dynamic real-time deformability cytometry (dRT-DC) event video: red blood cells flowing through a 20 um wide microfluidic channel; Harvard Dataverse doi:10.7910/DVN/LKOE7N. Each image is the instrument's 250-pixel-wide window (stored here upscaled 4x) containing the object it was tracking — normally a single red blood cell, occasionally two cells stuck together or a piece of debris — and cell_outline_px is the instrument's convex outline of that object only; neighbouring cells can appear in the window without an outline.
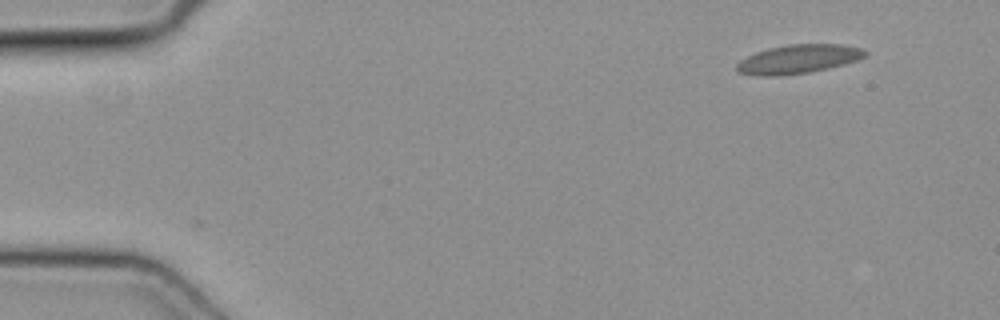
{"species": "common noctule bat (a hibernating species)", "species_latin": "Nyctalus noctula", "temperature_condition": "cold", "stored_images_in_passage": 46, "camera_frame_rate_fps": 3000, "um_per_image_px": 0.085, "animal": {"sex": "female", "body_mass_g": 19.3, "forearm_length_mm": 54.1}, "frame": {"image": 1, "passage_image": 1, "time_ms": 0.0, "image_size_px": [1000, 320], "cell_outline_px": [[868, 56], [844, 64], [828, 68], [808, 72], [780, 76], [756, 76], [736, 72], [736, 64], [740, 60], [756, 52], [768, 48], [788, 44], [840, 44], [860, 48], [868, 52]], "centroid_in_image_um": [67.83, 5.03], "position_along_channel_um": 17.2, "area_um2": 21.68}}
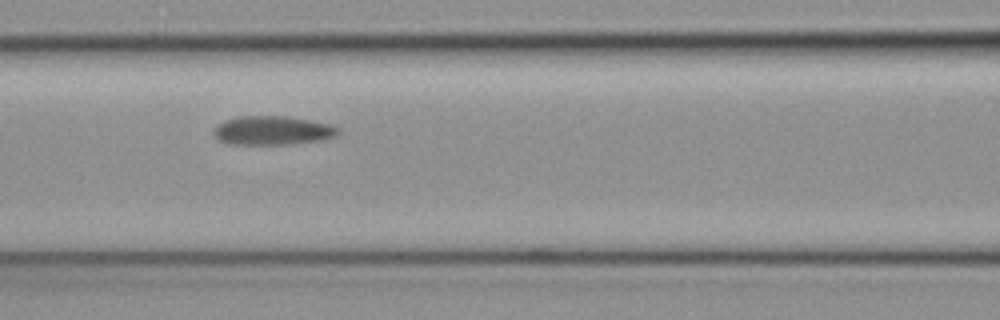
{"frame": {"image": 2, "passage_image": 18, "time_ms": 5.667, "image_size_px": [1000, 320], "cell_outline_px": [[340, 132], [336, 136], [320, 140], [288, 144], [228, 144], [216, 140], [212, 132], [212, 128], [224, 120], [240, 116], [288, 116], [312, 120], [332, 124], [340, 128]], "centroid_in_image_um": [23.14, 11.08], "position_along_channel_um": 143.5, "area_um2": 21.33}}
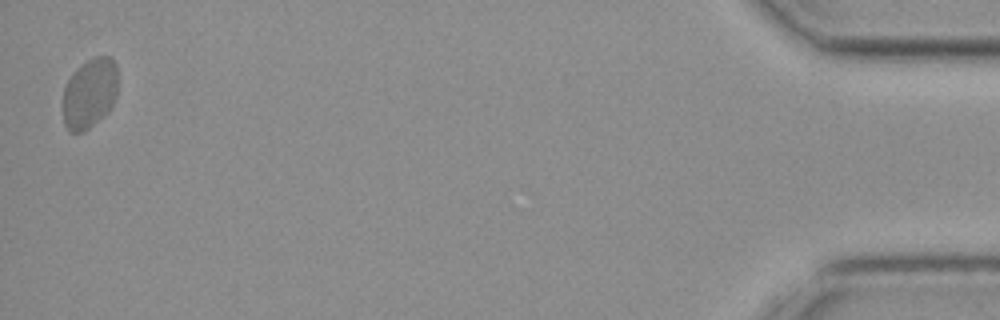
{"frame": {"image": 3, "passage_image": 46, "time_ms": 15.0, "image_size_px": [1000, 320], "cell_outline_px": [[116, 96], [108, 112], [84, 132], [68, 132], [64, 124], [64, 88], [72, 72], [80, 64], [96, 56], [108, 56], [116, 64]], "centroid_in_image_um": [7.6, 7.93], "position_along_channel_um": 427.6, "area_um2": 22.31}}